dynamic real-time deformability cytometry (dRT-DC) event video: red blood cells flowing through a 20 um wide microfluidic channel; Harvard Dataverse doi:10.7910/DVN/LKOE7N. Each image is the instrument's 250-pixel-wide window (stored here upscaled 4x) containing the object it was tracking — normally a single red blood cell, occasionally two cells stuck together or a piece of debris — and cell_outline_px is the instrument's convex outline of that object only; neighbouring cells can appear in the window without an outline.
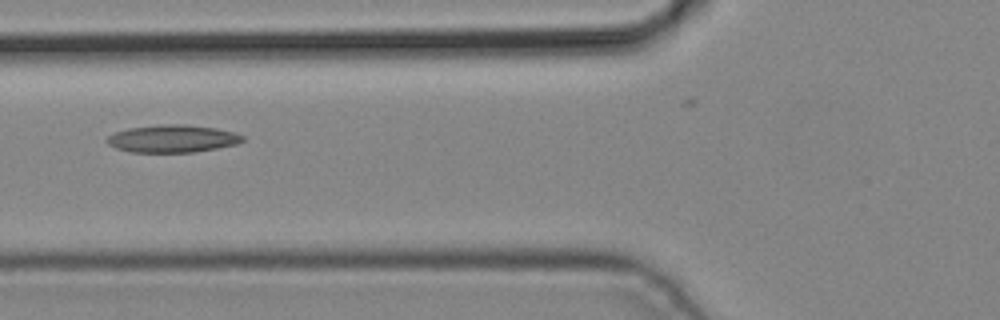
{"species": "common noctule bat (a hibernating species)", "species_latin": "Nyctalus noctula", "temperature_condition": "cold", "stored_images_in_passage": 4, "camera_frame_rate_fps": 3000, "um_per_image_px": 0.085, "animal": {"sex": "male", "body_mass_g": 19.2, "forearm_length_mm": 51.8}, "frame": {"image": 1, "passage_image": 4, "time_ms": 1.0, "image_size_px": [1000, 320], "cell_outline_px": [[244, 140], [236, 144], [216, 148], [192, 152], [128, 152], [116, 148], [108, 144], [104, 140], [108, 136], [116, 132], [128, 128], [164, 124], [184, 124], [216, 128], [232, 132], [244, 136]], "centroid_in_image_um": [14.62, 11.78], "position_along_channel_um": 111.2, "area_um2": 21.68}}